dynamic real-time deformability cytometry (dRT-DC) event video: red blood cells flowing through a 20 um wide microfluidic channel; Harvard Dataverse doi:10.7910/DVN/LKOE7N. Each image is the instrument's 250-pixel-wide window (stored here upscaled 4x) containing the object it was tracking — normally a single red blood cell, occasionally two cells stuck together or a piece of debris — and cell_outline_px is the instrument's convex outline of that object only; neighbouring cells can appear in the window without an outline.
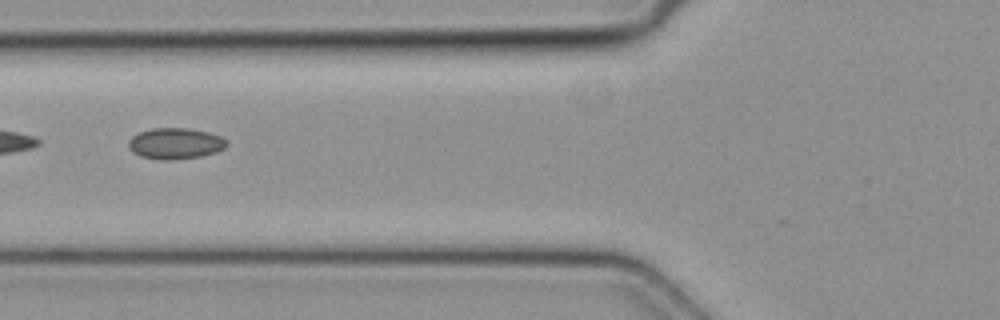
{"species": "common noctule bat (a hibernating species)", "species_latin": "Nyctalus noctula", "temperature_condition": "cold", "stored_images_in_passage": 3, "camera_frame_rate_fps": 3000, "um_per_image_px": 0.085, "animal": {"sex": "female", "body_mass_g": 19.3, "forearm_length_mm": 54.1}, "frame": {"image": 1, "passage_image": 3, "time_ms": 0.667, "image_size_px": [1000, 320], "cell_outline_px": [[228, 144], [224, 148], [216, 152], [200, 156], [172, 160], [160, 160], [140, 156], [132, 152], [128, 144], [128, 140], [132, 136], [140, 132], [152, 128], [188, 128], [208, 132], [220, 136], [228, 140]], "centroid_in_image_um": [14.9, 12.19], "position_along_channel_um": 110.9, "area_um2": 17.86}}